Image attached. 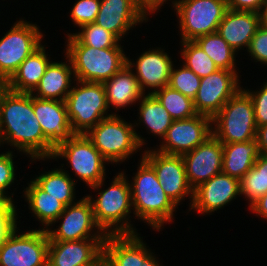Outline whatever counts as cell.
Listing matches in <instances>:
<instances>
[{
  "label": "cell",
  "instance_id": "1",
  "mask_svg": "<svg viewBox=\"0 0 267 266\" xmlns=\"http://www.w3.org/2000/svg\"><path fill=\"white\" fill-rule=\"evenodd\" d=\"M3 123L6 131L2 130ZM3 132V133H1ZM14 146L32 155L31 157L52 156L54 147L44 137L41 125L33 110L31 93H19L7 90L0 104V140L1 134Z\"/></svg>",
  "mask_w": 267,
  "mask_h": 266
},
{
  "label": "cell",
  "instance_id": "2",
  "mask_svg": "<svg viewBox=\"0 0 267 266\" xmlns=\"http://www.w3.org/2000/svg\"><path fill=\"white\" fill-rule=\"evenodd\" d=\"M69 37L67 55L78 81L103 83L127 64L120 47L98 49Z\"/></svg>",
  "mask_w": 267,
  "mask_h": 266
},
{
  "label": "cell",
  "instance_id": "3",
  "mask_svg": "<svg viewBox=\"0 0 267 266\" xmlns=\"http://www.w3.org/2000/svg\"><path fill=\"white\" fill-rule=\"evenodd\" d=\"M134 179L133 195L136 215L148 220L154 228L171 219L175 203L166 195L154 169L143 159Z\"/></svg>",
  "mask_w": 267,
  "mask_h": 266
},
{
  "label": "cell",
  "instance_id": "4",
  "mask_svg": "<svg viewBox=\"0 0 267 266\" xmlns=\"http://www.w3.org/2000/svg\"><path fill=\"white\" fill-rule=\"evenodd\" d=\"M219 124L213 135L222 143L248 142L256 139L257 124L252 98L239 90L212 118Z\"/></svg>",
  "mask_w": 267,
  "mask_h": 266
},
{
  "label": "cell",
  "instance_id": "5",
  "mask_svg": "<svg viewBox=\"0 0 267 266\" xmlns=\"http://www.w3.org/2000/svg\"><path fill=\"white\" fill-rule=\"evenodd\" d=\"M79 82L84 86L69 90L65 105L72 131L75 134H84L105 119L103 114L108 108V103L102 83Z\"/></svg>",
  "mask_w": 267,
  "mask_h": 266
},
{
  "label": "cell",
  "instance_id": "6",
  "mask_svg": "<svg viewBox=\"0 0 267 266\" xmlns=\"http://www.w3.org/2000/svg\"><path fill=\"white\" fill-rule=\"evenodd\" d=\"M131 126L115 115H109L84 134L107 161L117 162L142 145Z\"/></svg>",
  "mask_w": 267,
  "mask_h": 266
},
{
  "label": "cell",
  "instance_id": "7",
  "mask_svg": "<svg viewBox=\"0 0 267 266\" xmlns=\"http://www.w3.org/2000/svg\"><path fill=\"white\" fill-rule=\"evenodd\" d=\"M180 16L183 42L217 32L227 11V0H182L175 4Z\"/></svg>",
  "mask_w": 267,
  "mask_h": 266
},
{
  "label": "cell",
  "instance_id": "8",
  "mask_svg": "<svg viewBox=\"0 0 267 266\" xmlns=\"http://www.w3.org/2000/svg\"><path fill=\"white\" fill-rule=\"evenodd\" d=\"M48 246L47 230L16 236L14 228L1 242L0 266H47Z\"/></svg>",
  "mask_w": 267,
  "mask_h": 266
},
{
  "label": "cell",
  "instance_id": "9",
  "mask_svg": "<svg viewBox=\"0 0 267 266\" xmlns=\"http://www.w3.org/2000/svg\"><path fill=\"white\" fill-rule=\"evenodd\" d=\"M64 156L83 181L94 188L101 186L104 175L103 161L106 159L93 146L85 134H75L70 140L58 145L54 157Z\"/></svg>",
  "mask_w": 267,
  "mask_h": 266
},
{
  "label": "cell",
  "instance_id": "10",
  "mask_svg": "<svg viewBox=\"0 0 267 266\" xmlns=\"http://www.w3.org/2000/svg\"><path fill=\"white\" fill-rule=\"evenodd\" d=\"M42 35L35 25L23 21L0 40V78L9 80L20 64L37 49Z\"/></svg>",
  "mask_w": 267,
  "mask_h": 266
},
{
  "label": "cell",
  "instance_id": "11",
  "mask_svg": "<svg viewBox=\"0 0 267 266\" xmlns=\"http://www.w3.org/2000/svg\"><path fill=\"white\" fill-rule=\"evenodd\" d=\"M129 225L107 233L104 242V259L111 266H158L155 258L146 251L140 239L133 235Z\"/></svg>",
  "mask_w": 267,
  "mask_h": 266
},
{
  "label": "cell",
  "instance_id": "12",
  "mask_svg": "<svg viewBox=\"0 0 267 266\" xmlns=\"http://www.w3.org/2000/svg\"><path fill=\"white\" fill-rule=\"evenodd\" d=\"M237 75L234 71L218 69L216 72L202 77L199 89L193 100L197 114L213 118L237 89Z\"/></svg>",
  "mask_w": 267,
  "mask_h": 266
},
{
  "label": "cell",
  "instance_id": "13",
  "mask_svg": "<svg viewBox=\"0 0 267 266\" xmlns=\"http://www.w3.org/2000/svg\"><path fill=\"white\" fill-rule=\"evenodd\" d=\"M104 236H96L92 243L77 241H49L47 266H97L104 258Z\"/></svg>",
  "mask_w": 267,
  "mask_h": 266
},
{
  "label": "cell",
  "instance_id": "14",
  "mask_svg": "<svg viewBox=\"0 0 267 266\" xmlns=\"http://www.w3.org/2000/svg\"><path fill=\"white\" fill-rule=\"evenodd\" d=\"M212 118L197 114L194 117L175 120L164 136L168 143L159 152L170 155H183L194 150L213 135L209 128Z\"/></svg>",
  "mask_w": 267,
  "mask_h": 266
},
{
  "label": "cell",
  "instance_id": "15",
  "mask_svg": "<svg viewBox=\"0 0 267 266\" xmlns=\"http://www.w3.org/2000/svg\"><path fill=\"white\" fill-rule=\"evenodd\" d=\"M182 157L185 163L188 184L194 190L222 172L223 143L212 135L194 150L183 154Z\"/></svg>",
  "mask_w": 267,
  "mask_h": 266
},
{
  "label": "cell",
  "instance_id": "16",
  "mask_svg": "<svg viewBox=\"0 0 267 266\" xmlns=\"http://www.w3.org/2000/svg\"><path fill=\"white\" fill-rule=\"evenodd\" d=\"M143 159L154 169L157 179L166 195L177 205L187 193L192 192L186 178L182 155L147 152Z\"/></svg>",
  "mask_w": 267,
  "mask_h": 266
},
{
  "label": "cell",
  "instance_id": "17",
  "mask_svg": "<svg viewBox=\"0 0 267 266\" xmlns=\"http://www.w3.org/2000/svg\"><path fill=\"white\" fill-rule=\"evenodd\" d=\"M111 185L108 190L99 193V199L91 203L97 227L101 230L118 223L130 211L132 188L123 174L118 175Z\"/></svg>",
  "mask_w": 267,
  "mask_h": 266
},
{
  "label": "cell",
  "instance_id": "18",
  "mask_svg": "<svg viewBox=\"0 0 267 266\" xmlns=\"http://www.w3.org/2000/svg\"><path fill=\"white\" fill-rule=\"evenodd\" d=\"M33 110L44 137L54 148L75 135L70 126L65 101H58L57 98L40 99L34 96Z\"/></svg>",
  "mask_w": 267,
  "mask_h": 266
},
{
  "label": "cell",
  "instance_id": "19",
  "mask_svg": "<svg viewBox=\"0 0 267 266\" xmlns=\"http://www.w3.org/2000/svg\"><path fill=\"white\" fill-rule=\"evenodd\" d=\"M240 192V180L219 173L193 190V208L211 212L224 206Z\"/></svg>",
  "mask_w": 267,
  "mask_h": 266
},
{
  "label": "cell",
  "instance_id": "20",
  "mask_svg": "<svg viewBox=\"0 0 267 266\" xmlns=\"http://www.w3.org/2000/svg\"><path fill=\"white\" fill-rule=\"evenodd\" d=\"M63 214L65 218L58 231H47L49 241L88 239L89 236L87 234L90 233V229L95 225L97 226L91 205V197L89 196L77 202L74 206H71V204L66 206L59 218Z\"/></svg>",
  "mask_w": 267,
  "mask_h": 266
},
{
  "label": "cell",
  "instance_id": "21",
  "mask_svg": "<svg viewBox=\"0 0 267 266\" xmlns=\"http://www.w3.org/2000/svg\"><path fill=\"white\" fill-rule=\"evenodd\" d=\"M144 15L136 0H101L94 23L120 38L132 25L140 22Z\"/></svg>",
  "mask_w": 267,
  "mask_h": 266
},
{
  "label": "cell",
  "instance_id": "22",
  "mask_svg": "<svg viewBox=\"0 0 267 266\" xmlns=\"http://www.w3.org/2000/svg\"><path fill=\"white\" fill-rule=\"evenodd\" d=\"M260 26V13L227 9L217 33L235 51L243 45L248 47Z\"/></svg>",
  "mask_w": 267,
  "mask_h": 266
},
{
  "label": "cell",
  "instance_id": "23",
  "mask_svg": "<svg viewBox=\"0 0 267 266\" xmlns=\"http://www.w3.org/2000/svg\"><path fill=\"white\" fill-rule=\"evenodd\" d=\"M256 139L248 142L223 143L222 173L241 179L260 156Z\"/></svg>",
  "mask_w": 267,
  "mask_h": 266
},
{
  "label": "cell",
  "instance_id": "24",
  "mask_svg": "<svg viewBox=\"0 0 267 266\" xmlns=\"http://www.w3.org/2000/svg\"><path fill=\"white\" fill-rule=\"evenodd\" d=\"M48 65L44 47L40 45L20 64L18 70L8 80L9 90L32 94Z\"/></svg>",
  "mask_w": 267,
  "mask_h": 266
},
{
  "label": "cell",
  "instance_id": "25",
  "mask_svg": "<svg viewBox=\"0 0 267 266\" xmlns=\"http://www.w3.org/2000/svg\"><path fill=\"white\" fill-rule=\"evenodd\" d=\"M172 62L167 54L162 51L145 52L137 61V72L135 76L143 91L144 85L163 88L168 85Z\"/></svg>",
  "mask_w": 267,
  "mask_h": 266
},
{
  "label": "cell",
  "instance_id": "26",
  "mask_svg": "<svg viewBox=\"0 0 267 266\" xmlns=\"http://www.w3.org/2000/svg\"><path fill=\"white\" fill-rule=\"evenodd\" d=\"M131 62L114 74L109 80L103 82L107 103H112L116 107H122L130 104L142 97L138 80L130 71Z\"/></svg>",
  "mask_w": 267,
  "mask_h": 266
},
{
  "label": "cell",
  "instance_id": "27",
  "mask_svg": "<svg viewBox=\"0 0 267 266\" xmlns=\"http://www.w3.org/2000/svg\"><path fill=\"white\" fill-rule=\"evenodd\" d=\"M71 68L67 64L63 63H49L46 68L45 74L40 79L38 86L35 90H39L40 99L54 100L56 96H63L61 101H65V98L69 94L66 90L69 88Z\"/></svg>",
  "mask_w": 267,
  "mask_h": 266
},
{
  "label": "cell",
  "instance_id": "28",
  "mask_svg": "<svg viewBox=\"0 0 267 266\" xmlns=\"http://www.w3.org/2000/svg\"><path fill=\"white\" fill-rule=\"evenodd\" d=\"M25 194L36 216L48 225L56 221L66 207L64 203L44 192L34 181Z\"/></svg>",
  "mask_w": 267,
  "mask_h": 266
},
{
  "label": "cell",
  "instance_id": "29",
  "mask_svg": "<svg viewBox=\"0 0 267 266\" xmlns=\"http://www.w3.org/2000/svg\"><path fill=\"white\" fill-rule=\"evenodd\" d=\"M194 41L219 69L234 71V50L217 32L197 37Z\"/></svg>",
  "mask_w": 267,
  "mask_h": 266
},
{
  "label": "cell",
  "instance_id": "30",
  "mask_svg": "<svg viewBox=\"0 0 267 266\" xmlns=\"http://www.w3.org/2000/svg\"><path fill=\"white\" fill-rule=\"evenodd\" d=\"M169 112L173 120H183L197 115L193 100L170 86L161 88V91L152 92Z\"/></svg>",
  "mask_w": 267,
  "mask_h": 266
},
{
  "label": "cell",
  "instance_id": "31",
  "mask_svg": "<svg viewBox=\"0 0 267 266\" xmlns=\"http://www.w3.org/2000/svg\"><path fill=\"white\" fill-rule=\"evenodd\" d=\"M140 113L144 119L143 121L151 131L163 137L174 121L169 112L152 93L143 98Z\"/></svg>",
  "mask_w": 267,
  "mask_h": 266
},
{
  "label": "cell",
  "instance_id": "32",
  "mask_svg": "<svg viewBox=\"0 0 267 266\" xmlns=\"http://www.w3.org/2000/svg\"><path fill=\"white\" fill-rule=\"evenodd\" d=\"M240 193H244L253 204L267 193V155L260 154L250 171L240 179Z\"/></svg>",
  "mask_w": 267,
  "mask_h": 266
},
{
  "label": "cell",
  "instance_id": "33",
  "mask_svg": "<svg viewBox=\"0 0 267 266\" xmlns=\"http://www.w3.org/2000/svg\"><path fill=\"white\" fill-rule=\"evenodd\" d=\"M34 182L44 192L61 201L66 206L72 203L74 181L65 172L55 170L37 177Z\"/></svg>",
  "mask_w": 267,
  "mask_h": 266
},
{
  "label": "cell",
  "instance_id": "34",
  "mask_svg": "<svg viewBox=\"0 0 267 266\" xmlns=\"http://www.w3.org/2000/svg\"><path fill=\"white\" fill-rule=\"evenodd\" d=\"M183 56L186 67L202 78L216 72L219 68L195 41H184Z\"/></svg>",
  "mask_w": 267,
  "mask_h": 266
},
{
  "label": "cell",
  "instance_id": "35",
  "mask_svg": "<svg viewBox=\"0 0 267 266\" xmlns=\"http://www.w3.org/2000/svg\"><path fill=\"white\" fill-rule=\"evenodd\" d=\"M81 27L83 28V32L74 36L82 44L98 49L119 47L117 45L119 38L96 23L86 24Z\"/></svg>",
  "mask_w": 267,
  "mask_h": 266
},
{
  "label": "cell",
  "instance_id": "36",
  "mask_svg": "<svg viewBox=\"0 0 267 266\" xmlns=\"http://www.w3.org/2000/svg\"><path fill=\"white\" fill-rule=\"evenodd\" d=\"M201 78L184 65L181 70L171 69L168 86L194 100L199 89Z\"/></svg>",
  "mask_w": 267,
  "mask_h": 266
},
{
  "label": "cell",
  "instance_id": "37",
  "mask_svg": "<svg viewBox=\"0 0 267 266\" xmlns=\"http://www.w3.org/2000/svg\"><path fill=\"white\" fill-rule=\"evenodd\" d=\"M100 2L99 0H79L71 12L74 22L79 26L94 23L100 9Z\"/></svg>",
  "mask_w": 267,
  "mask_h": 266
},
{
  "label": "cell",
  "instance_id": "38",
  "mask_svg": "<svg viewBox=\"0 0 267 266\" xmlns=\"http://www.w3.org/2000/svg\"><path fill=\"white\" fill-rule=\"evenodd\" d=\"M249 52L258 61L267 63V29L260 26L248 46Z\"/></svg>",
  "mask_w": 267,
  "mask_h": 266
},
{
  "label": "cell",
  "instance_id": "39",
  "mask_svg": "<svg viewBox=\"0 0 267 266\" xmlns=\"http://www.w3.org/2000/svg\"><path fill=\"white\" fill-rule=\"evenodd\" d=\"M247 93L252 98L257 127L267 125V83L258 94Z\"/></svg>",
  "mask_w": 267,
  "mask_h": 266
},
{
  "label": "cell",
  "instance_id": "40",
  "mask_svg": "<svg viewBox=\"0 0 267 266\" xmlns=\"http://www.w3.org/2000/svg\"><path fill=\"white\" fill-rule=\"evenodd\" d=\"M11 153L0 155V191L11 184L14 180V167Z\"/></svg>",
  "mask_w": 267,
  "mask_h": 266
},
{
  "label": "cell",
  "instance_id": "41",
  "mask_svg": "<svg viewBox=\"0 0 267 266\" xmlns=\"http://www.w3.org/2000/svg\"><path fill=\"white\" fill-rule=\"evenodd\" d=\"M266 0H227V8L235 11H252L259 13Z\"/></svg>",
  "mask_w": 267,
  "mask_h": 266
},
{
  "label": "cell",
  "instance_id": "42",
  "mask_svg": "<svg viewBox=\"0 0 267 266\" xmlns=\"http://www.w3.org/2000/svg\"><path fill=\"white\" fill-rule=\"evenodd\" d=\"M14 228H16L15 214H0V245Z\"/></svg>",
  "mask_w": 267,
  "mask_h": 266
},
{
  "label": "cell",
  "instance_id": "43",
  "mask_svg": "<svg viewBox=\"0 0 267 266\" xmlns=\"http://www.w3.org/2000/svg\"><path fill=\"white\" fill-rule=\"evenodd\" d=\"M256 140L260 153L267 155V125L257 127Z\"/></svg>",
  "mask_w": 267,
  "mask_h": 266
},
{
  "label": "cell",
  "instance_id": "44",
  "mask_svg": "<svg viewBox=\"0 0 267 266\" xmlns=\"http://www.w3.org/2000/svg\"><path fill=\"white\" fill-rule=\"evenodd\" d=\"M15 207L12 203L11 197L7 198L0 191V214H15Z\"/></svg>",
  "mask_w": 267,
  "mask_h": 266
},
{
  "label": "cell",
  "instance_id": "45",
  "mask_svg": "<svg viewBox=\"0 0 267 266\" xmlns=\"http://www.w3.org/2000/svg\"><path fill=\"white\" fill-rule=\"evenodd\" d=\"M251 206L252 210L267 218V193L259 197Z\"/></svg>",
  "mask_w": 267,
  "mask_h": 266
},
{
  "label": "cell",
  "instance_id": "46",
  "mask_svg": "<svg viewBox=\"0 0 267 266\" xmlns=\"http://www.w3.org/2000/svg\"><path fill=\"white\" fill-rule=\"evenodd\" d=\"M165 0H136L138 8L146 13L144 9L149 8L150 10H155L157 7L163 3Z\"/></svg>",
  "mask_w": 267,
  "mask_h": 266
},
{
  "label": "cell",
  "instance_id": "47",
  "mask_svg": "<svg viewBox=\"0 0 267 266\" xmlns=\"http://www.w3.org/2000/svg\"><path fill=\"white\" fill-rule=\"evenodd\" d=\"M8 89H9L8 80L0 78V104H1L2 97L7 92Z\"/></svg>",
  "mask_w": 267,
  "mask_h": 266
},
{
  "label": "cell",
  "instance_id": "48",
  "mask_svg": "<svg viewBox=\"0 0 267 266\" xmlns=\"http://www.w3.org/2000/svg\"><path fill=\"white\" fill-rule=\"evenodd\" d=\"M265 9L263 13L260 14V24L263 28L267 29V3L264 4Z\"/></svg>",
  "mask_w": 267,
  "mask_h": 266
},
{
  "label": "cell",
  "instance_id": "49",
  "mask_svg": "<svg viewBox=\"0 0 267 266\" xmlns=\"http://www.w3.org/2000/svg\"><path fill=\"white\" fill-rule=\"evenodd\" d=\"M97 266H111L104 258L97 264Z\"/></svg>",
  "mask_w": 267,
  "mask_h": 266
}]
</instances>
